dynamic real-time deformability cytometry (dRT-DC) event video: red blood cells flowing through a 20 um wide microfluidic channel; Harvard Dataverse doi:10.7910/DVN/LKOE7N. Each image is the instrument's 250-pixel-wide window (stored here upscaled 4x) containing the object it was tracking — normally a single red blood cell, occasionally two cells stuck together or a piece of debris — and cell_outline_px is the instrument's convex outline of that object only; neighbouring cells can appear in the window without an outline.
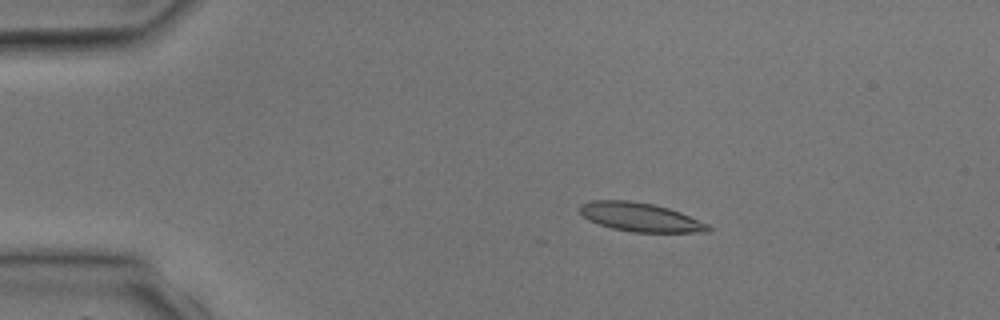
{"species": "common noctule bat (a hibernating species)", "species_latin": "Nyctalus noctula", "temperature_condition": "room temperature", "stored_images_in_passage": 5, "camera_frame_rate_fps": 3000, "um_per_image_px": 0.085, "animal": {"sex": "male", "body_mass_g": 17.9, "forearm_length_mm": 54.2}, "frame": {"image": 1, "passage_image": 3, "time_ms": 2.333, "image_size_px": [1000, 320], "cell_outline_px": [[712, 228], [708, 232], [632, 232], [612, 228], [588, 220], [580, 212], [580, 204], [592, 200], [628, 200], [652, 204], [668, 208], [680, 212], [708, 224]], "centroid_in_image_um": [54.42, 18.46], "position_along_channel_um": 30.6, "area_um2": 21.39}}